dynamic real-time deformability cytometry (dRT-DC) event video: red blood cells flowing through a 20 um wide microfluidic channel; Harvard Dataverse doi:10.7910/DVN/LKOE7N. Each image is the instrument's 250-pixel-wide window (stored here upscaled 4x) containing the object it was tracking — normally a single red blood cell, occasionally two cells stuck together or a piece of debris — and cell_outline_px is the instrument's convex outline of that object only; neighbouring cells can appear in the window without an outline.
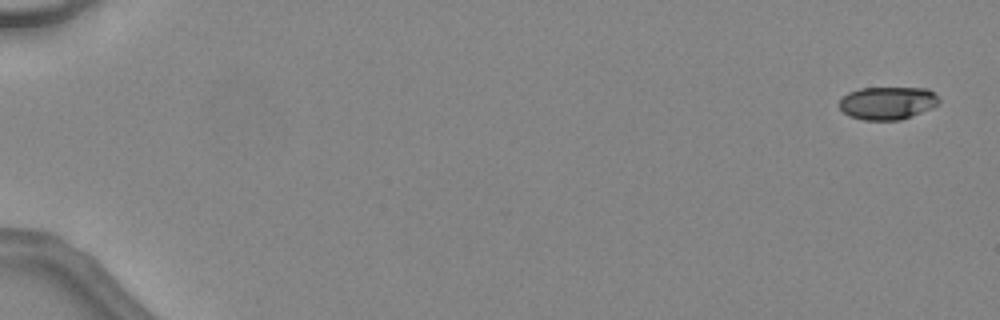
{"species": "common noctule bat (a hibernating species)", "species_latin": "Nyctalus noctula", "temperature_condition": "warm", "stored_images_in_passage": 47, "camera_frame_rate_fps": 3000, "um_per_image_px": 0.085, "animal": {"sex": "female", "body_mass_g": 24.6, "forearm_length_mm": 56.2}, "frame": {"image": 1, "passage_image": 1, "time_ms": 0.0, "image_size_px": [1000, 320], "cell_outline_px": [[940, 100], [932, 108], [912, 116], [900, 120], [864, 120], [848, 116], [840, 108], [840, 96], [848, 92], [860, 88], [928, 88]], "centroid_in_image_um": [75.4, 8.76], "position_along_channel_um": 9.6, "area_um2": 19.13}}
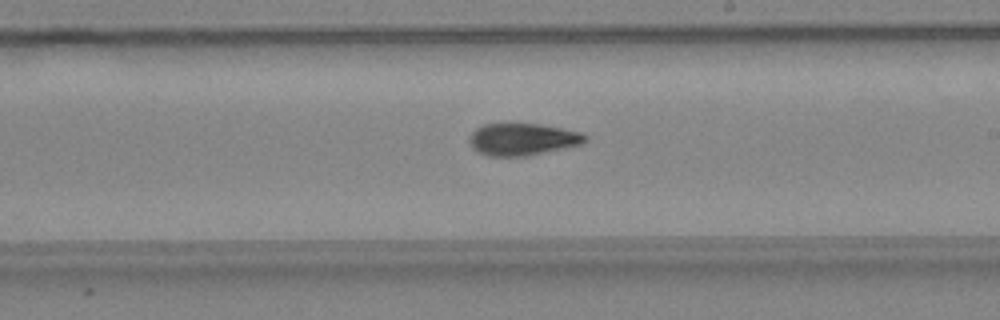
{"frame": {"image": 2, "passage_image": 29, "time_ms": 9.333, "image_size_px": [1000, 320], "cell_outline_px": [[588, 140], [580, 144], [528, 156], [488, 156], [476, 152], [472, 148], [468, 140], [472, 132], [476, 128], [484, 124], [540, 124], [580, 132], [588, 136]], "centroid_in_image_um": [44.38, 11.85], "position_along_channel_um": 244.6, "area_um2": 21.62}}
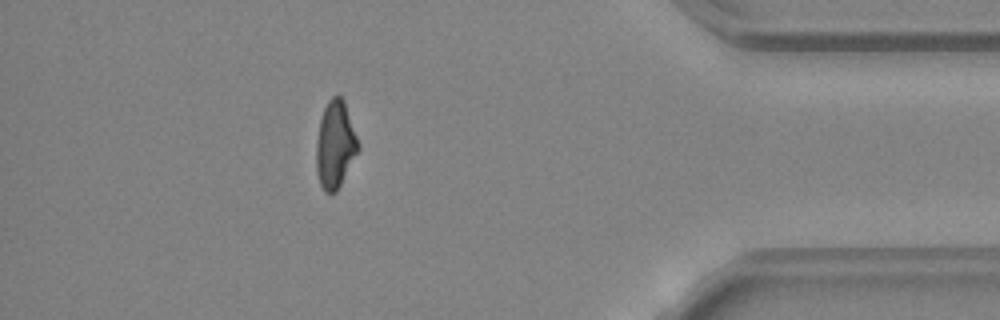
{"frame": {"image": 3, "passage_image": 42, "time_ms": 13.667, "image_size_px": [1000, 320], "cell_outline_px": [[360, 148], [336, 192], [324, 192], [320, 184], [316, 172], [316, 140], [320, 120], [324, 108], [328, 100], [332, 96], [340, 96], [344, 100], [360, 144]], "centroid_in_image_um": [28.49, 12.29], "position_along_channel_um": 406.7, "area_um2": 21.33}, "authors_computed_cell_mechanics": {"area_um2": 21.386, "velocity_mm_per_s": 4.5452, "shape_relaxation_time_tau1_ms": 6.762, "shape_relaxation_time_tau2_ms": 2.5337, "deformation_change_tau1": 0.2118, "deformation_change_tau2": 0.0924}}